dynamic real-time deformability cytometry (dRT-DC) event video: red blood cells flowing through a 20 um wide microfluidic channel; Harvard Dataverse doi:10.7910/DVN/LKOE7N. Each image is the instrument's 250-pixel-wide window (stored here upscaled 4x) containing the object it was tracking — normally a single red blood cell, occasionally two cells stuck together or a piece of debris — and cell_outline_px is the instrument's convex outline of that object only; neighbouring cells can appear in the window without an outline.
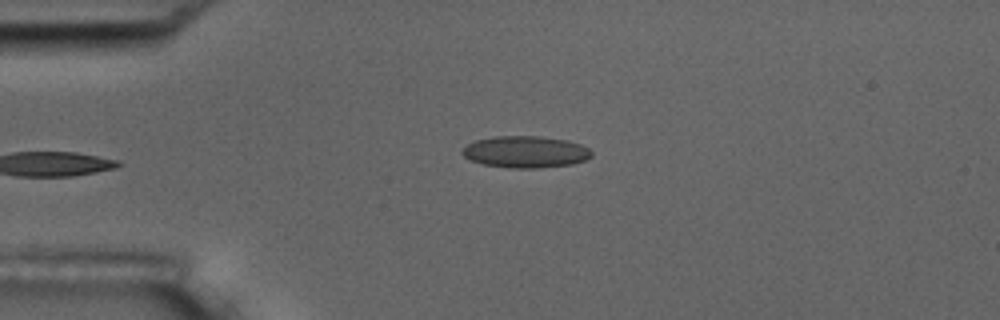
{"species": "common noctule bat (a hibernating species)", "species_latin": "Nyctalus noctula", "temperature_condition": "room temperature", "stored_images_in_passage": 4, "camera_frame_rate_fps": 3000, "um_per_image_px": 0.085, "animal": {"sex": "male", "body_mass_g": 17.5, "forearm_length_mm": 52.3}, "frame": {"image": 1, "passage_image": 3, "time_ms": 3.333, "image_size_px": [1000, 320], "cell_outline_px": [[592, 156], [584, 160], [572, 164], [540, 168], [508, 168], [484, 164], [472, 160], [464, 156], [460, 152], [468, 144], [476, 140], [496, 136], [540, 136], [568, 140], [580, 144], [588, 148], [592, 152]], "centroid_in_image_um": [44.69, 12.91], "position_along_channel_um": 40.3, "area_um2": 23.87}}